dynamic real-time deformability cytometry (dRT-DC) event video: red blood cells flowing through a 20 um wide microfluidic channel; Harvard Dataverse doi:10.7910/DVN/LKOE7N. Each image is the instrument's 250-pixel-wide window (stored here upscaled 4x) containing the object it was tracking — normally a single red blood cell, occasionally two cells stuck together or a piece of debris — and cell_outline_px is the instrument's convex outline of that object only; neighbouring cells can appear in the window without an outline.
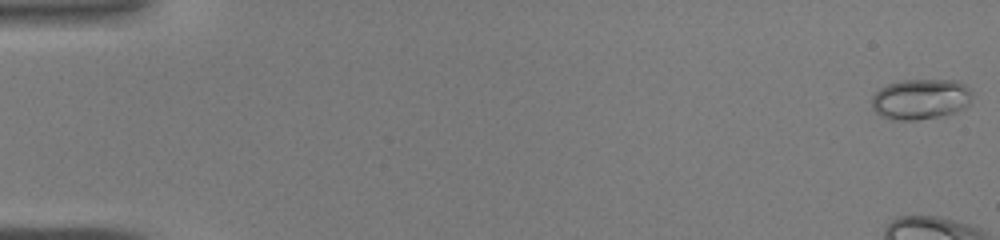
{"species": "common noctule bat (a hibernating species)", "species_latin": "Nyctalus noctula", "temperature_condition": "warm", "stored_images_in_passage": 29, "camera_frame_rate_fps": 3000, "um_per_image_px": 0.085, "animal": {"sex": "male", "body_mass_g": 19.0, "forearm_length_mm": 50.8}, "frame": {"image": 1, "passage_image": 1, "time_ms": 0.0, "image_size_px": [1000, 240], "cell_outline_px": [[972, 96], [968, 104], [964, 108], [956, 112], [940, 116], [916, 120], [892, 120], [880, 116], [872, 108], [872, 96], [880, 88], [888, 84], [900, 80], [960, 80], [972, 92]], "centroid_in_image_um": [78.25, 8.42], "position_along_channel_um": 6.8, "area_um2": 23.93}}